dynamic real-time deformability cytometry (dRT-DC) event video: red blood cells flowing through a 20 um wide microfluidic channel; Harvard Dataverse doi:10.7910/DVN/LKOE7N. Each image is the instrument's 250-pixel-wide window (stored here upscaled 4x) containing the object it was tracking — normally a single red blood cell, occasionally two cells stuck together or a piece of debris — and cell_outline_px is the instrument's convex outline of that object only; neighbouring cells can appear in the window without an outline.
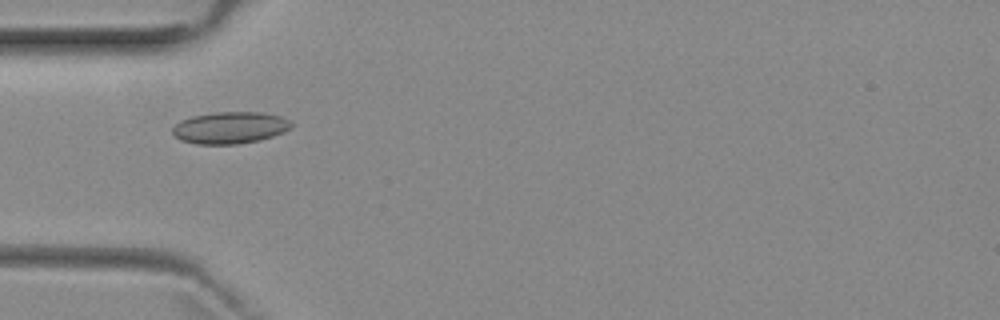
{"species": "common noctule bat (a hibernating species)", "species_latin": "Nyctalus noctula", "temperature_condition": "room temperature", "stored_images_in_passage": 5, "camera_frame_rate_fps": 3000, "um_per_image_px": 0.085, "animal": {"sex": "female", "body_mass_g": 29.2, "forearm_length_mm": 56.3}, "frame": {"image": 1, "passage_image": 2, "time_ms": 1.333, "image_size_px": [1000, 320], "cell_outline_px": [[292, 128], [284, 132], [260, 140], [236, 144], [196, 144], [180, 140], [172, 132], [172, 128], [180, 120], [192, 116], [216, 112], [264, 112], [280, 116], [288, 120], [292, 124]], "centroid_in_image_um": [19.55, 10.85], "position_along_channel_um": 65.4, "area_um2": 22.08}}
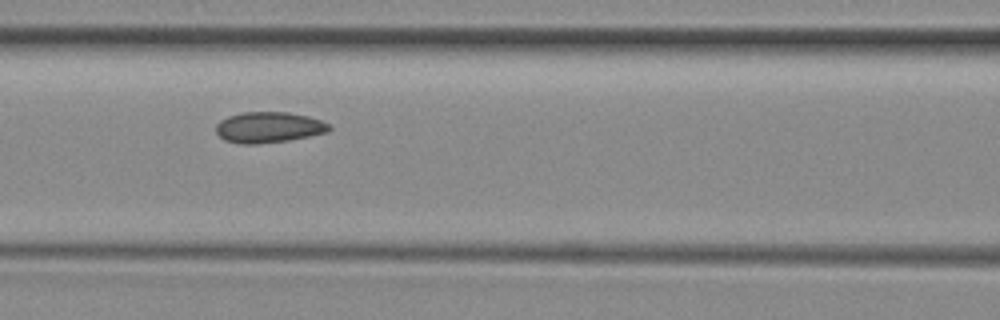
{"frame": {"image": 2, "passage_image": 4, "time_ms": 3.333, "image_size_px": [1000, 320], "cell_outline_px": [[332, 128], [328, 132], [288, 140], [256, 144], [240, 144], [224, 140], [216, 132], [216, 124], [220, 120], [228, 116], [244, 112], [288, 112], [308, 116], [320, 120], [328, 124]], "centroid_in_image_um": [22.82, 10.82], "position_along_channel_um": 143.8, "area_um2": 20.29}}
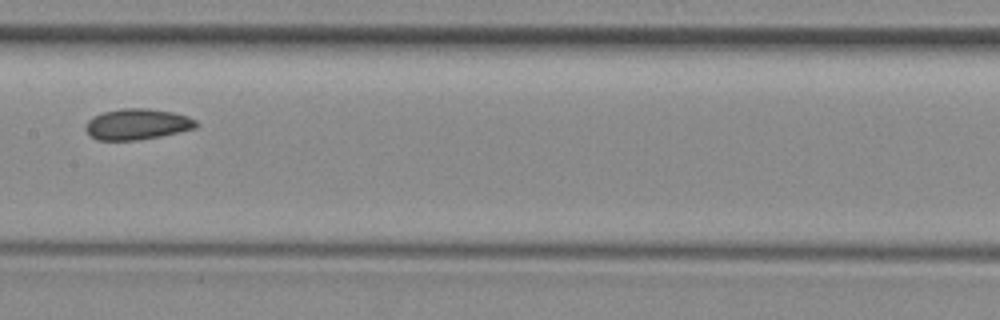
{"frame": {"image": 3, "passage_image": 5, "time_ms": 4.667, "image_size_px": [1000, 320], "cell_outline_px": [[200, 124], [196, 128], [160, 136], [136, 140], [96, 140], [88, 136], [84, 128], [88, 120], [92, 116], [104, 112], [120, 108], [148, 108], [172, 112], [188, 116], [196, 120]], "centroid_in_image_um": [11.64, 10.55], "position_along_channel_um": 195.8, "area_um2": 20.11}}